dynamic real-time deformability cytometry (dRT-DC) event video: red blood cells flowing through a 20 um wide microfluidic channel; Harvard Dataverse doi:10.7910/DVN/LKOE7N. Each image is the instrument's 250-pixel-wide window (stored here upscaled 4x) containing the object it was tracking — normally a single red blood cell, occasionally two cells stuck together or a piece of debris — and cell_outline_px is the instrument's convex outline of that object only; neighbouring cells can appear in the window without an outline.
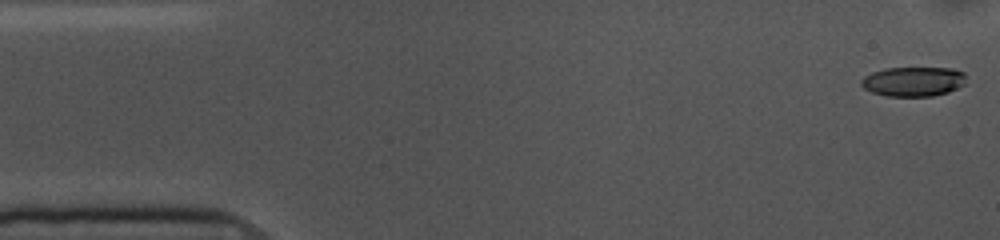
{"species": "common noctule bat (a hibernating species)", "species_latin": "Nyctalus noctula", "temperature_condition": "cold", "stored_images_in_passage": 54, "camera_frame_rate_fps": 3000, "um_per_image_px": 0.085, "animal": {"sex": "female", "body_mass_g": 10.0, "forearm_length_mm": 53.1}, "frame": {"image": 1, "passage_image": 1, "time_ms": 0.0, "image_size_px": [1000, 240], "cell_outline_px": [[964, 84], [948, 92], [932, 96], [888, 96], [872, 92], [864, 88], [860, 84], [860, 80], [864, 76], [872, 72], [884, 68], [952, 68], [964, 72]], "centroid_in_image_um": [77.6, 6.92], "position_along_channel_um": 7.4, "area_um2": 18.03}}
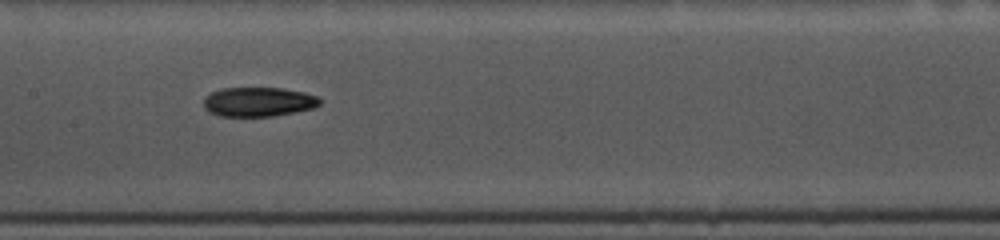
{"frame": {"image": 2, "passage_image": 25, "time_ms": 8.0, "image_size_px": [1000, 240], "cell_outline_px": [[320, 104], [316, 108], [296, 112], [272, 116], [220, 116], [208, 112], [204, 108], [204, 96], [220, 88], [280, 88], [304, 92], [316, 96], [320, 100]], "centroid_in_image_um": [21.95, 8.66], "position_along_channel_um": 185.4, "area_um2": 20.0}}
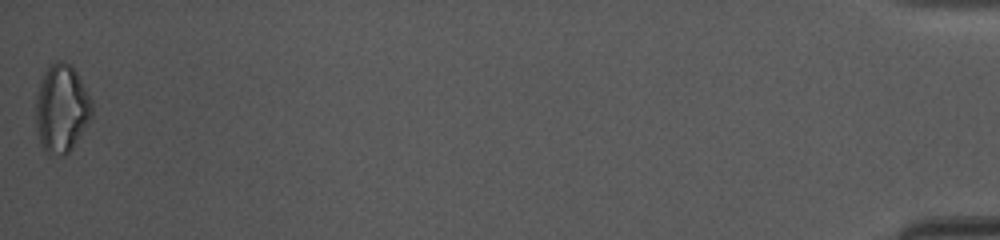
{"frame": {"image": 3, "passage_image": 54, "time_ms": 17.667, "image_size_px": [1000, 240], "cell_outline_px": [[92, 116], [72, 148], [64, 156], [60, 156], [44, 152], [40, 144], [36, 128], [36, 96], [44, 72], [56, 60], [64, 60], [72, 64], [92, 100]], "centroid_in_image_um": [5.23, 9.22], "position_along_channel_um": 430.0, "area_um2": 28.9}, "authors_computed_cell_mechanics": {"area_um2": 20.0277, "velocity_mm_per_s": 3.6042, "shape_relaxation_time_tau1_ms": 4.6234, "shape_relaxation_time_tau2_ms": null, "deformation_change_tau1": 0.1546, "deformation_change_tau2": null}}